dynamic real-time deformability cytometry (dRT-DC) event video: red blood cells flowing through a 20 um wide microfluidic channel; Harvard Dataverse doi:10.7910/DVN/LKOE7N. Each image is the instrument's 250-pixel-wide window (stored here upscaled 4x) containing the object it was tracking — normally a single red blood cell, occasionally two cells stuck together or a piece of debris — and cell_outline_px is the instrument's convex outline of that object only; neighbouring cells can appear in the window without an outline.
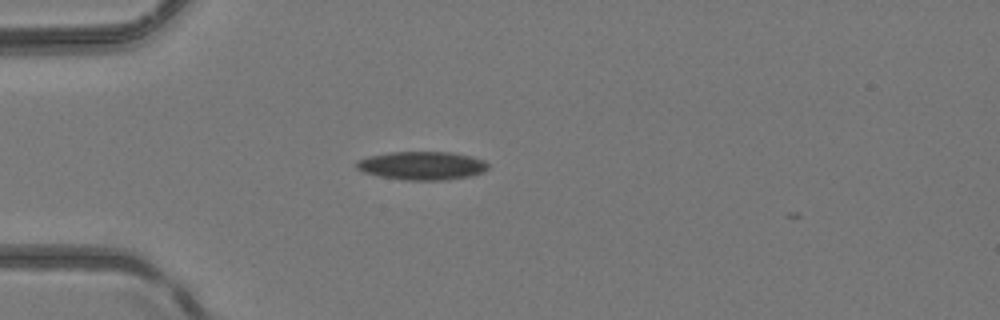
{"species": "common noctule bat (a hibernating species)", "species_latin": "Nyctalus noctula", "temperature_condition": "room temperature", "stored_images_in_passage": 2, "camera_frame_rate_fps": 3000, "um_per_image_px": 0.085, "animal": {"sex": "female", "body_mass_g": 24.6, "forearm_length_mm": 56.2}, "frame": {"image": 1, "passage_image": 1, "time_ms": 0.0, "image_size_px": [1000, 320], "cell_outline_px": [[488, 168], [484, 172], [472, 176], [444, 180], [404, 180], [380, 176], [364, 172], [356, 168], [356, 160], [368, 156], [388, 152], [452, 152], [472, 156], [484, 160], [488, 164]], "centroid_in_image_um": [35.88, 14.07], "position_along_channel_um": 49.1, "area_um2": 21.96}}